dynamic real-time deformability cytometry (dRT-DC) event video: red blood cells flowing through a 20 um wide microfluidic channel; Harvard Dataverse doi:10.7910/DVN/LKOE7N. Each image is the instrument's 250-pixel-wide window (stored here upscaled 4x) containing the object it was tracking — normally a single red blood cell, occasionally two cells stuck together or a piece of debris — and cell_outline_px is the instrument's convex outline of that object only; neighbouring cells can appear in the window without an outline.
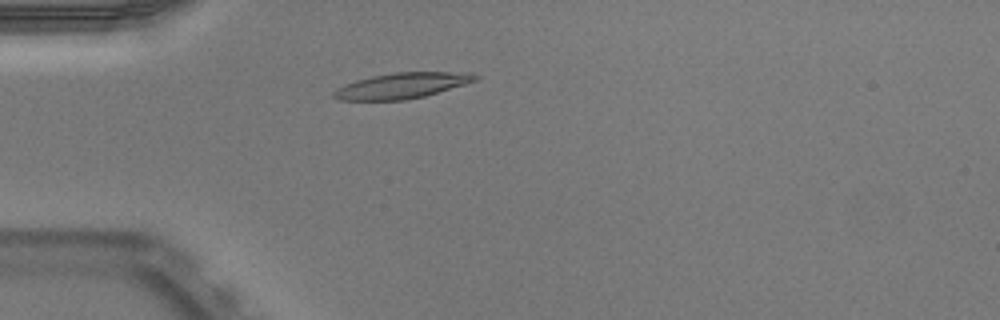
{"species": "Egyptian fruit bat (a non-hibernating species)", "species_latin": "Rousettus aegyptiacus", "temperature_condition": "warm", "stored_images_in_passage": 47, "camera_frame_rate_fps": 3000, "um_per_image_px": 0.085, "animal": {"sex": "male"}, "frame": {"image": 1, "passage_image": 10, "time_ms": 3.0, "image_size_px": [1000, 320], "cell_outline_px": [[480, 76], [476, 80], [464, 84], [424, 96], [404, 100], [340, 100], [332, 96], [332, 92], [336, 88], [356, 80], [372, 76], [396, 72], [468, 72]], "centroid_in_image_um": [34.14, 7.27], "position_along_channel_um": 50.9, "area_um2": 20.98}}
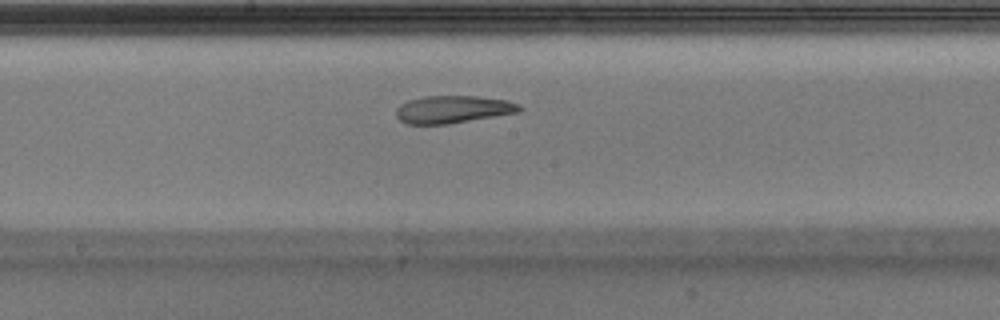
{"frame": {"image": 2, "passage_image": 23, "time_ms": 7.333, "image_size_px": [1000, 320], "cell_outline_px": [[524, 108], [520, 112], [448, 124], [408, 124], [400, 120], [396, 116], [396, 108], [400, 104], [408, 100], [424, 96], [476, 96], [508, 100], [520, 104]], "centroid_in_image_um": [38.52, 9.29], "position_along_channel_um": 209.7, "area_um2": 19.94}}
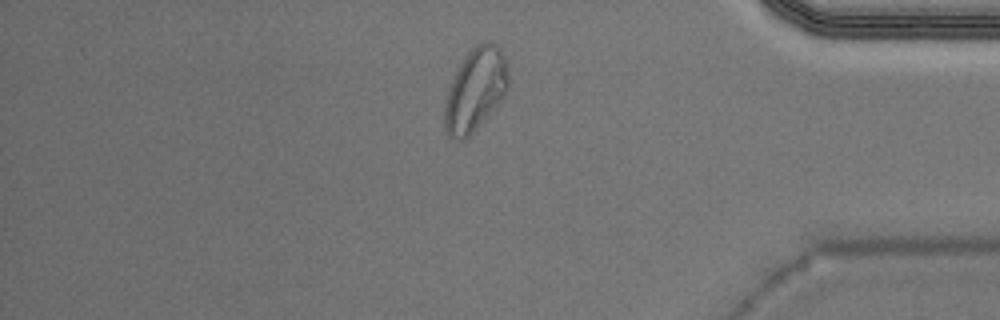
{"frame": {"image": 3, "passage_image": 39, "time_ms": 12.667, "image_size_px": [1000, 320], "cell_outline_px": [[508, 88], [500, 100], [472, 132], [468, 136], [460, 140], [448, 136], [444, 128], [444, 100], [448, 88], [460, 64], [468, 52], [476, 44], [496, 44], [500, 48], [504, 56], [508, 72]], "centroid_in_image_um": [40.37, 7.63], "position_along_channel_um": 394.8, "area_um2": 30.06}, "authors_computed_cell_mechanics": {"area_um2": 21.1548, "velocity_mm_per_s": 3.9451, "shape_relaxation_time_tau1_ms": null, "shape_relaxation_time_tau2_ms": 2.2321, "deformation_change_tau1": null, "deformation_change_tau2": 0.0956}}